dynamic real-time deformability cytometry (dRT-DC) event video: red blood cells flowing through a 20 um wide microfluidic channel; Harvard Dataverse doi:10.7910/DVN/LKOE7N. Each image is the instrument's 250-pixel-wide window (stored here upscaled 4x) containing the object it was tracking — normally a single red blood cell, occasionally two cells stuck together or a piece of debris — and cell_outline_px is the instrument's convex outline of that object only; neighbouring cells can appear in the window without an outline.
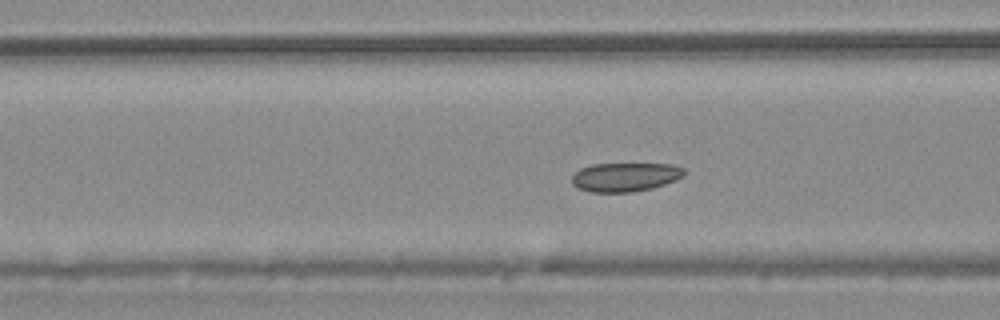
{"species": "common noctule bat (a hibernating species)", "species_latin": "Nyctalus noctula", "temperature_condition": "warm", "stored_images_in_passage": 57, "camera_frame_rate_fps": 3000, "um_per_image_px": 0.085, "animal": {"sex": "male", "body_mass_g": 20.4}, "frame": {"image": 1, "passage_image": 22, "time_ms": 7.0, "image_size_px": [1000, 320], "cell_outline_px": [[684, 176], [676, 180], [652, 188], [632, 192], [592, 192], [580, 188], [572, 184], [572, 176], [580, 168], [592, 164], [672, 164], [684, 168]], "centroid_in_image_um": [53.15, 15.04], "position_along_channel_um": 113.5, "area_um2": 18.84}}
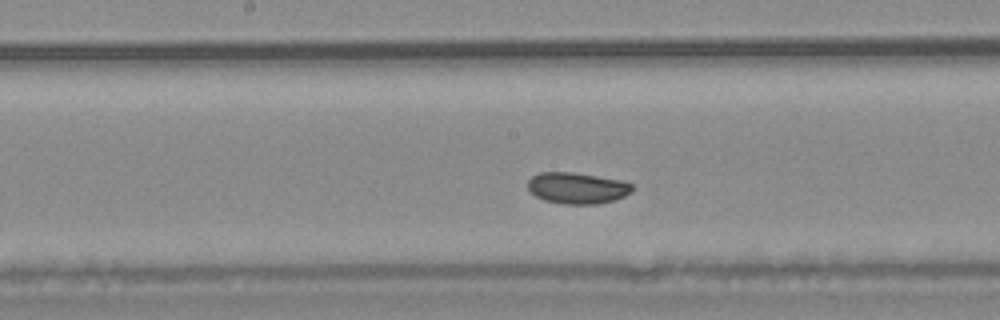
{"frame": {"image": 2, "passage_image": 29, "time_ms": 9.333, "image_size_px": [1000, 320], "cell_outline_px": [[632, 192], [616, 200], [596, 204], [564, 204], [544, 200], [536, 196], [528, 188], [528, 180], [532, 176], [540, 172], [572, 172], [624, 180], [632, 184]], "centroid_in_image_um": [49.09, 15.98], "position_along_channel_um": 199.1, "area_um2": 19.13}}
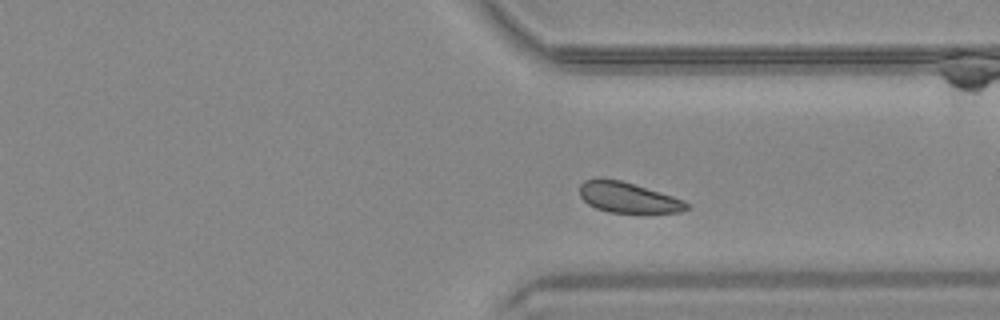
{"frame": {"image": 3, "passage_image": 42, "time_ms": 13.667, "image_size_px": [1000, 320], "cell_outline_px": [[688, 208], [680, 212], [608, 212], [596, 208], [588, 204], [580, 196], [580, 184], [584, 180], [600, 176], [620, 180], [672, 196], [684, 200], [688, 204]], "centroid_in_image_um": [53.31, 16.76], "position_along_channel_um": 358.1, "area_um2": 18.9}}